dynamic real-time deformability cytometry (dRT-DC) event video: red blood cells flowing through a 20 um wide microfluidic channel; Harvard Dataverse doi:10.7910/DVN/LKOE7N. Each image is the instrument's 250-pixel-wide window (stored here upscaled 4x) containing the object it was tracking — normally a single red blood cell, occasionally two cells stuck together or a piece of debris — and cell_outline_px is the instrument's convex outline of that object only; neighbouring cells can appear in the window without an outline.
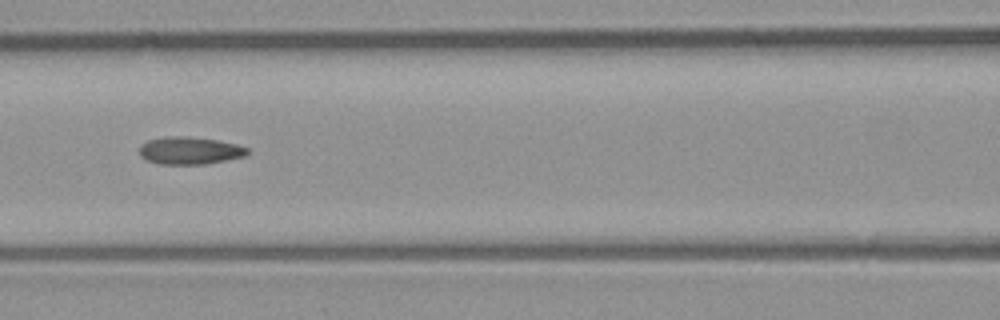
{"species": "common noctule bat (a hibernating species)", "species_latin": "Nyctalus noctula", "temperature_condition": "room temperature", "stored_images_in_passage": 52, "camera_frame_rate_fps": 3000, "um_per_image_px": 0.085, "animal": {"sex": "male", "body_mass_g": 23.1, "forearm_length_mm": 52.7}, "frame": {"image": 1, "passage_image": 23, "time_ms": 7.333, "image_size_px": [1000, 320], "cell_outline_px": [[248, 152], [244, 156], [208, 164], [160, 164], [148, 160], [140, 156], [140, 144], [148, 140], [164, 136], [188, 136], [216, 140], [236, 144], [248, 148]], "centroid_in_image_um": [16.1, 12.79], "position_along_channel_um": 150.5, "area_um2": 17.28}}
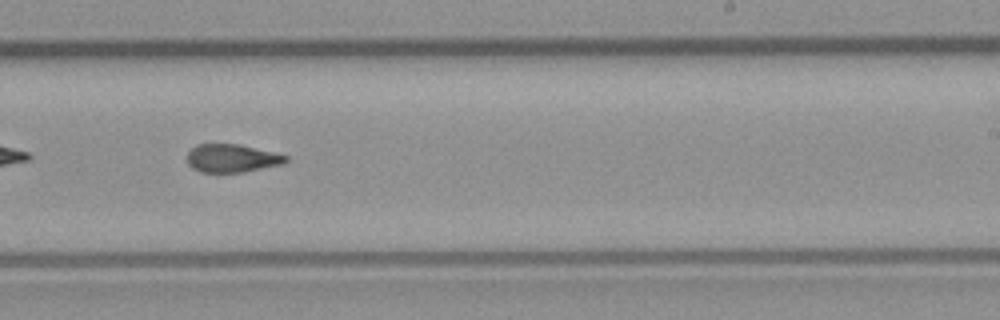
{"frame": {"image": 2, "passage_image": 32, "time_ms": 10.333, "image_size_px": [1000, 320], "cell_outline_px": [[288, 160], [284, 164], [244, 172], [200, 172], [192, 168], [188, 164], [188, 152], [196, 144], [236, 144], [272, 152], [288, 156]], "centroid_in_image_um": [19.7, 13.46], "position_along_channel_um": 269.3, "area_um2": 16.07}}
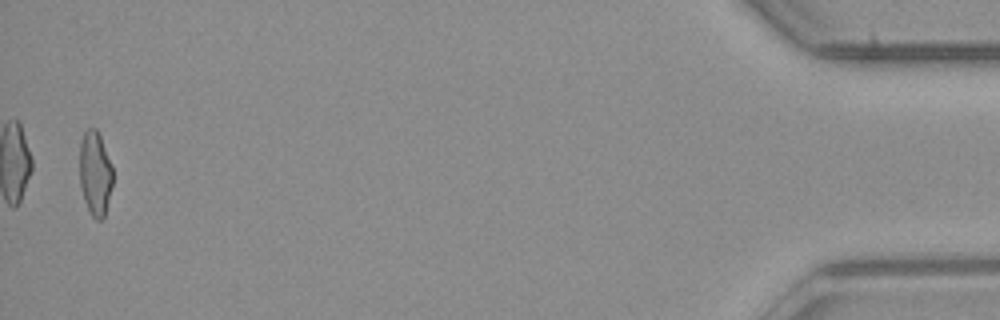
{"frame": {"image": 3, "passage_image": 51, "time_ms": 16.667, "image_size_px": [1000, 320], "cell_outline_px": [[112, 184], [104, 220], [96, 220], [92, 216], [84, 200], [80, 184], [80, 144], [84, 132], [88, 128], [96, 128], [100, 136], [112, 164]], "centroid_in_image_um": [8.09, 14.75], "position_along_channel_um": 427.1, "area_um2": 16.3}, "authors_computed_cell_mechanics": {"area_um2": 17.2244, "velocity_mm_per_s": 3.9733, "shape_relaxation_time_tau1_ms": null, "shape_relaxation_time_tau2_ms": 2.5861, "deformation_change_tau1": null, "deformation_change_tau2": 0.1067}}